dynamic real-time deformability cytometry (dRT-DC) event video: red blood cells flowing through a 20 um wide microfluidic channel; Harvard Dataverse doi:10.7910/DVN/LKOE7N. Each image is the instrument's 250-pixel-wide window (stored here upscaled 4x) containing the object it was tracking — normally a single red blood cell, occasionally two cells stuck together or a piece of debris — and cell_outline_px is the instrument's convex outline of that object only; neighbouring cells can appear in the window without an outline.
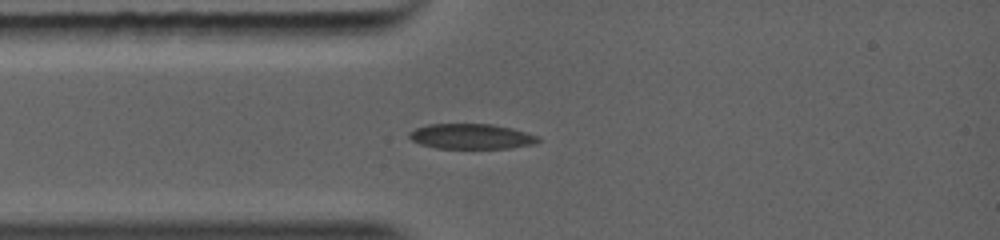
{"species": "common noctule bat (a hibernating species)", "species_latin": "Nyctalus noctula", "temperature_condition": "warm", "stored_images_in_passage": 25, "camera_frame_rate_fps": 5000, "um_per_image_px": 0.085, "animal": {"sex": "female", "body_mass_g": 19.0, "forearm_length_mm": 56.7}, "frame": {"image": 1, "passage_image": 1, "time_ms": 0.0, "image_size_px": [1000, 240], "cell_outline_px": [[540, 140], [532, 144], [512, 148], [436, 148], [420, 144], [412, 140], [408, 136], [416, 128], [432, 124], [484, 124], [508, 128], [532, 136]], "centroid_in_image_um": [39.96, 11.61], "position_along_channel_um": 45.0, "area_um2": 18.15}}
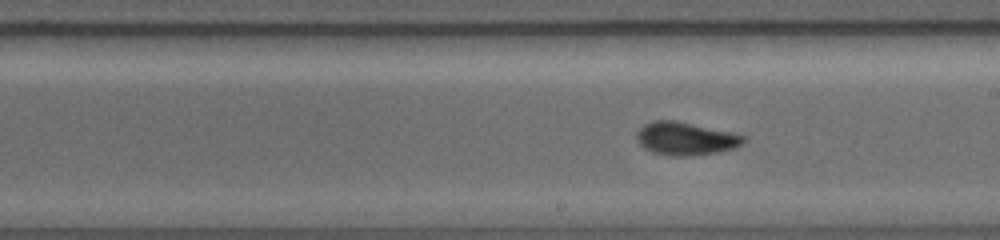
{"frame": {"image": 2, "passage_image": 11, "time_ms": 3.8, "image_size_px": [1000, 240], "cell_outline_px": [[740, 144], [732, 148], [716, 152], [696, 156], [668, 156], [656, 152], [648, 148], [640, 140], [640, 132], [644, 128], [652, 124], [684, 124], [740, 136]], "centroid_in_image_um": [58.32, 11.9], "position_along_channel_um": 230.7, "area_um2": 17.63}}
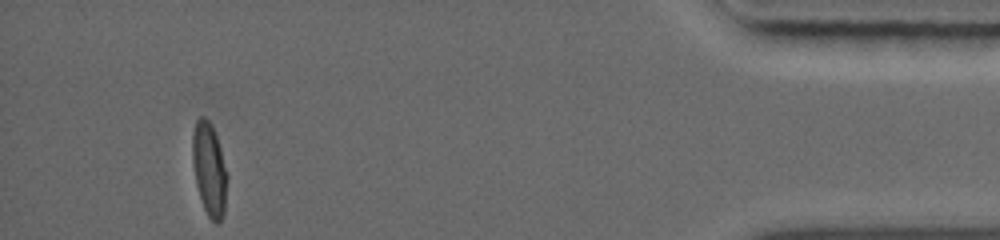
{"frame": {"image": 3, "passage_image": 25, "time_ms": 9.2, "image_size_px": [1000, 240], "cell_outline_px": [[224, 212], [220, 220], [216, 224], [208, 216], [204, 208], [200, 196], [196, 180], [192, 148], [196, 120], [204, 120], [212, 128], [220, 152], [224, 168]], "centroid_in_image_um": [17.75, 14.49], "position_along_channel_um": 417.4, "area_um2": 16.82}}